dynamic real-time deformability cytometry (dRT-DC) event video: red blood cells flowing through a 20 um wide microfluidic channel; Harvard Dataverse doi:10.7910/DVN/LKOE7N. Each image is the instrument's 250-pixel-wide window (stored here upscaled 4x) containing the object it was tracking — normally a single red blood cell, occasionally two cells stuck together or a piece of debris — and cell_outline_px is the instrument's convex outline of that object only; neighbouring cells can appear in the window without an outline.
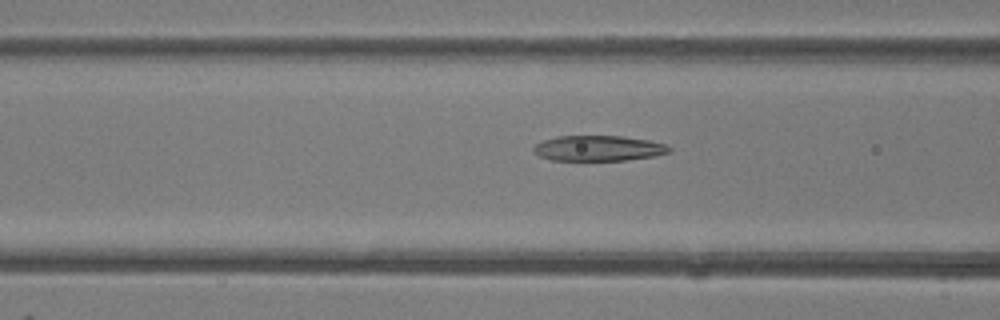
{"species": "common noctule bat (a hibernating species)", "species_latin": "Nyctalus noctula", "temperature_condition": "room temperature", "stored_images_in_passage": 47, "camera_frame_rate_fps": 3000, "um_per_image_px": 0.085, "animal": {"sex": "female"}, "frame": {"image": 1, "passage_image": 18, "time_ms": 5.667, "image_size_px": [1000, 320], "cell_outline_px": [[672, 152], [652, 156], [624, 160], [552, 160], [540, 156], [532, 148], [536, 144], [544, 140], [556, 136], [624, 136], [648, 140], [664, 144], [672, 148]], "centroid_in_image_um": [50.88, 12.59], "position_along_channel_um": 115.7, "area_um2": 19.94}}
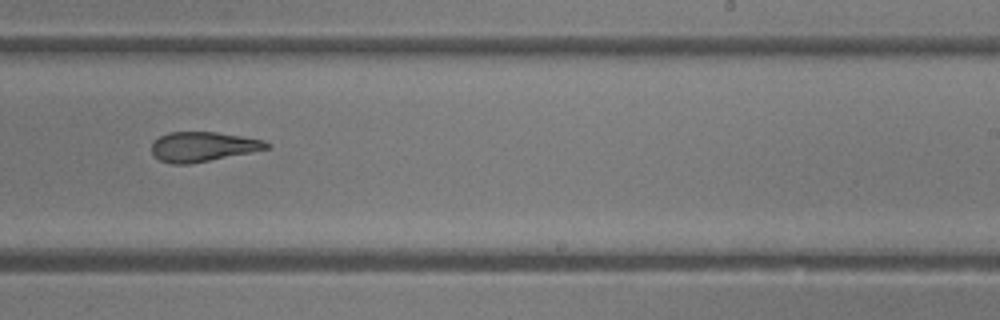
{"frame": {"image": 2, "passage_image": 29, "time_ms": 9.333, "image_size_px": [1000, 320], "cell_outline_px": [[272, 144], [268, 148], [252, 152], [188, 164], [172, 164], [160, 160], [152, 152], [152, 140], [168, 132], [216, 132], [264, 140]], "centroid_in_image_um": [17.23, 12.46], "position_along_channel_um": 271.8, "area_um2": 19.77}}
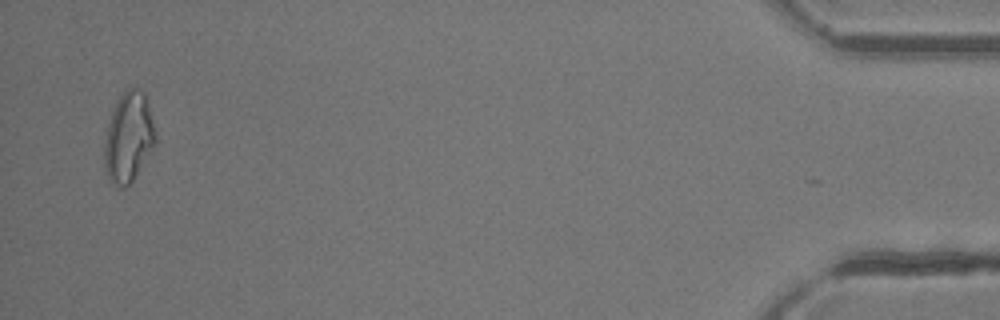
{"frame": {"image": 3, "passage_image": 46, "time_ms": 15.0, "image_size_px": [1000, 320], "cell_outline_px": [[156, 140], [132, 180], [124, 188], [120, 188], [112, 184], [108, 176], [104, 164], [104, 140], [108, 124], [116, 100], [128, 88], [140, 88], [144, 92], [156, 136]], "centroid_in_image_um": [10.89, 11.66], "position_along_channel_um": 424.3, "area_um2": 26.13}, "authors_computed_cell_mechanics": {"area_um2": 22.0218, "velocity_mm_per_s": 4.2659, "shape_relaxation_time_tau1_ms": 7.6907, "shape_relaxation_time_tau2_ms": 1.5197, "deformation_change_tau1": 0.2069, "deformation_change_tau2": 0.1093}}